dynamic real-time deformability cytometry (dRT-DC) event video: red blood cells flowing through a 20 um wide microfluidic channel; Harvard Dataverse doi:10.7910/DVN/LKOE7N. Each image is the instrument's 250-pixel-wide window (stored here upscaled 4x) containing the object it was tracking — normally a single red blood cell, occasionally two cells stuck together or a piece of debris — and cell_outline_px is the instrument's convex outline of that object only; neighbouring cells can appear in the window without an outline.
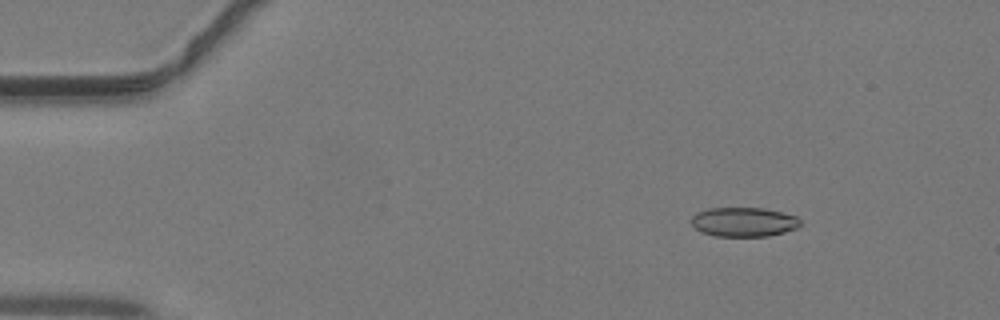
{"species": "common noctule bat (a hibernating species)", "species_latin": "Nyctalus noctula", "temperature_condition": "warm", "stored_images_in_passage": 40, "camera_frame_rate_fps": 3000, "um_per_image_px": 0.085, "animal": {"sex": "male", "body_mass_g": 19.2, "forearm_length_mm": 51.8}, "frame": {"image": 1, "passage_image": 1, "time_ms": 0.0, "image_size_px": [1000, 320], "cell_outline_px": [[800, 228], [768, 236], [716, 236], [700, 232], [692, 224], [692, 216], [696, 212], [708, 208], [764, 208], [796, 216], [800, 220]], "centroid_in_image_um": [63.22, 18.87], "position_along_channel_um": 21.8, "area_um2": 18.67}}
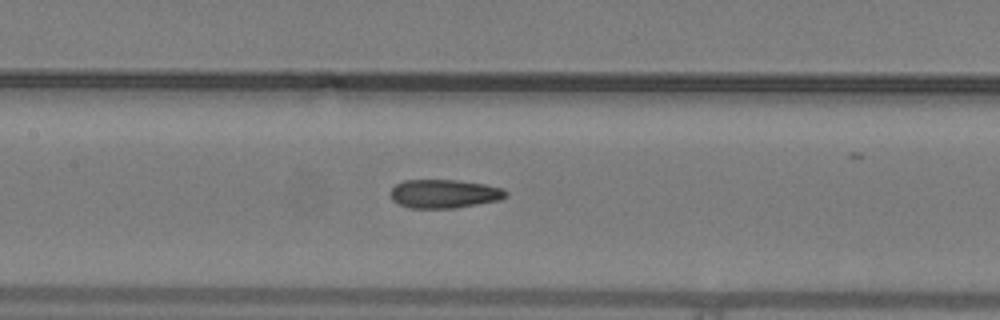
{"frame": {"image": 2, "passage_image": 16, "time_ms": 5.0, "image_size_px": [1000, 320], "cell_outline_px": [[508, 196], [500, 200], [452, 208], [412, 208], [400, 204], [392, 200], [392, 188], [396, 184], [404, 180], [456, 180], [484, 184], [500, 188], [508, 192]], "centroid_in_image_um": [37.77, 16.46], "position_along_channel_um": 169.6, "area_um2": 19.02}}
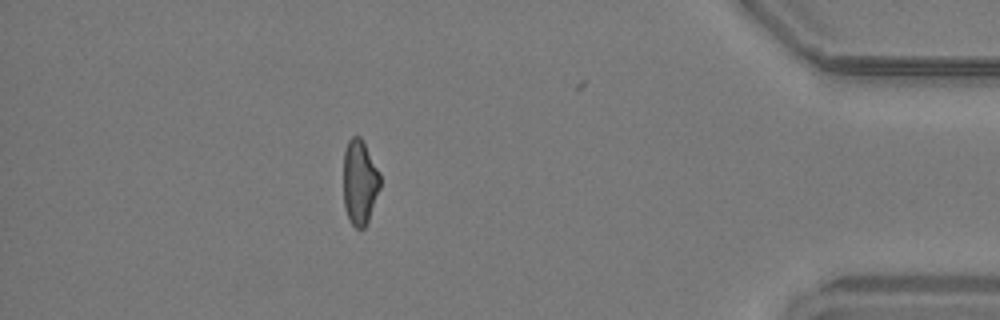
{"frame": {"image": 3, "passage_image": 34, "time_ms": 11.0, "image_size_px": [1000, 320], "cell_outline_px": [[380, 188], [368, 220], [364, 228], [356, 228], [352, 224], [348, 216], [344, 204], [344, 152], [348, 140], [352, 136], [360, 136], [380, 172]], "centroid_in_image_um": [30.58, 15.47], "position_along_channel_um": 404.6, "area_um2": 17.98}}